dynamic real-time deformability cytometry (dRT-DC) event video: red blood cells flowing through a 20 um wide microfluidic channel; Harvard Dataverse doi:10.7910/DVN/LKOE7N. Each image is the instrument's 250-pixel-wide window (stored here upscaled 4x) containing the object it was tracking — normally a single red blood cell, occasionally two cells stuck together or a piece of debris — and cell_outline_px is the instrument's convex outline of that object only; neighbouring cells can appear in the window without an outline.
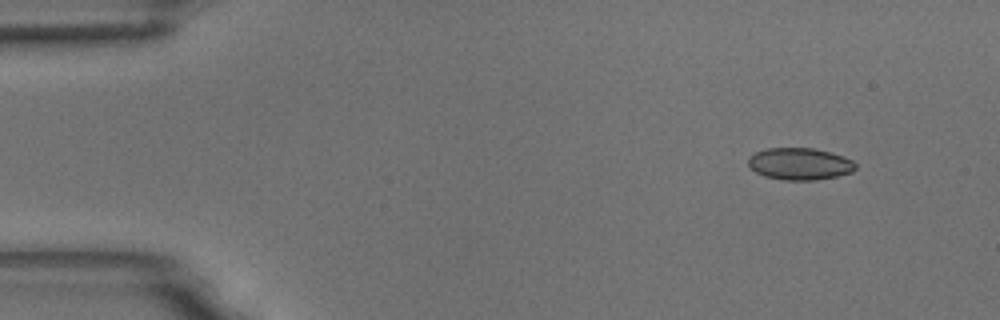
{"species": "common noctule bat (a hibernating species)", "species_latin": "Nyctalus noctula", "temperature_condition": "room temperature", "stored_images_in_passage": 4, "camera_frame_rate_fps": 3000, "um_per_image_px": 0.085, "animal": {"sex": "male", "body_mass_g": 18.8}, "frame": {"image": 1, "passage_image": 1, "time_ms": 0.0, "image_size_px": [1000, 320], "cell_outline_px": [[856, 168], [852, 172], [836, 176], [816, 180], [784, 180], [764, 176], [756, 172], [748, 164], [748, 156], [756, 152], [768, 148], [812, 148], [844, 156], [852, 160], [856, 164]], "centroid_in_image_um": [67.97, 13.93], "position_along_channel_um": 17.0, "area_um2": 19.94}}
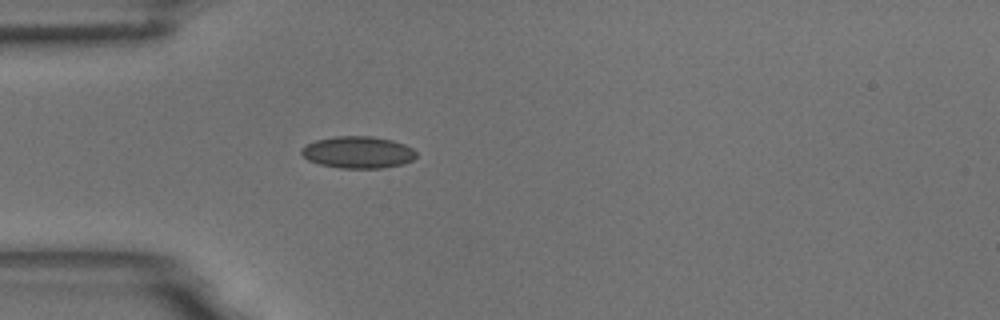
{"frame": {"image": 2, "passage_image": 4, "time_ms": 1.0, "image_size_px": [1000, 320], "cell_outline_px": [[416, 156], [412, 160], [404, 164], [384, 168], [340, 168], [320, 164], [308, 160], [300, 152], [300, 148], [316, 140], [336, 136], [372, 136], [392, 140], [404, 144], [412, 148], [416, 152]], "centroid_in_image_um": [30.44, 12.95], "position_along_channel_um": 54.6, "area_um2": 21.39}}